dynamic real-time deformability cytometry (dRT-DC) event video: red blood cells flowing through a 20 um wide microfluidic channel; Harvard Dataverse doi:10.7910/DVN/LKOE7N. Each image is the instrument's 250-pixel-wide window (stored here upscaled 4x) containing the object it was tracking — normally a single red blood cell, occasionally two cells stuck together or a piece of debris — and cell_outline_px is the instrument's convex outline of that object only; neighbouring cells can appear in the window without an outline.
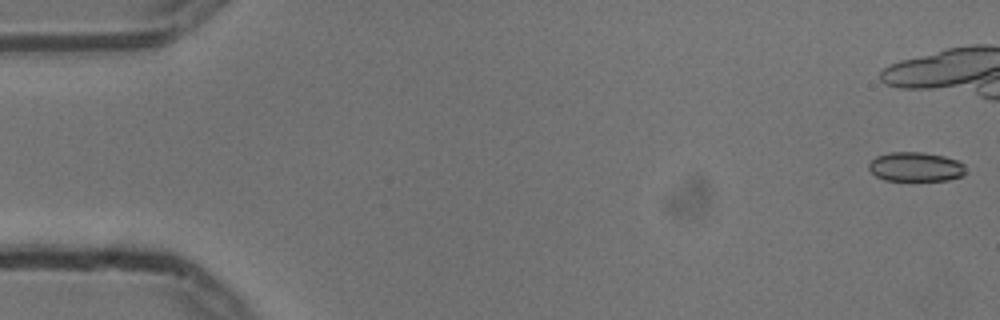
{"species": "common noctule bat (a hibernating species)", "species_latin": "Nyctalus noctula", "temperature_condition": "cold", "stored_images_in_passage": 16, "camera_frame_rate_fps": 3000, "um_per_image_px": 0.085, "animal": {"sex": "male", "body_mass_g": 13.3}, "frame": {"image": 1, "passage_image": 1, "time_ms": 0.0, "image_size_px": [1000, 320], "cell_outline_px": [[964, 172], [960, 176], [948, 180], [884, 180], [876, 176], [868, 168], [868, 164], [876, 156], [888, 152], [924, 152], [944, 156], [956, 160], [964, 164]], "centroid_in_image_um": [77.79, 14.17], "position_along_channel_um": 7.2, "area_um2": 16.47}}